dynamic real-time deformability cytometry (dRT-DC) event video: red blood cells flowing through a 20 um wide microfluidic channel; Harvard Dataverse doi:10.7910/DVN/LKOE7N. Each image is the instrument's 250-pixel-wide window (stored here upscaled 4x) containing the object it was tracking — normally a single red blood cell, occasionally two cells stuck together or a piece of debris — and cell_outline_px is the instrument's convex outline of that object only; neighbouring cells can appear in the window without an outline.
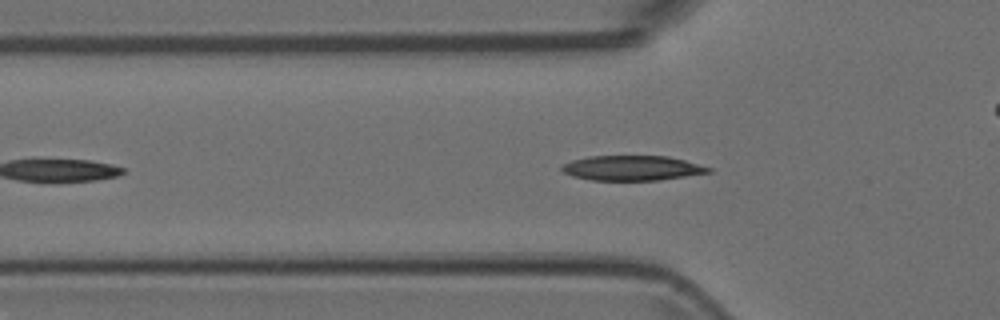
{"species": "Egyptian fruit bat (a non-hibernating species)", "species_latin": "Rousettus aegyptiacus", "temperature_condition": "room temperature", "stored_images_in_passage": 39, "camera_frame_rate_fps": 3000, "um_per_image_px": 0.085, "animal": {"sex": "female"}, "frame": {"image": 1, "passage_image": 6, "time_ms": 1.667, "image_size_px": [1000, 320], "cell_outline_px": [[712, 172], [660, 180], [592, 180], [572, 176], [564, 172], [560, 168], [564, 164], [572, 160], [588, 156], [668, 156], [684, 160], [712, 168]], "centroid_in_image_um": [53.73, 14.28], "position_along_channel_um": 72.1, "area_um2": 21.21}}
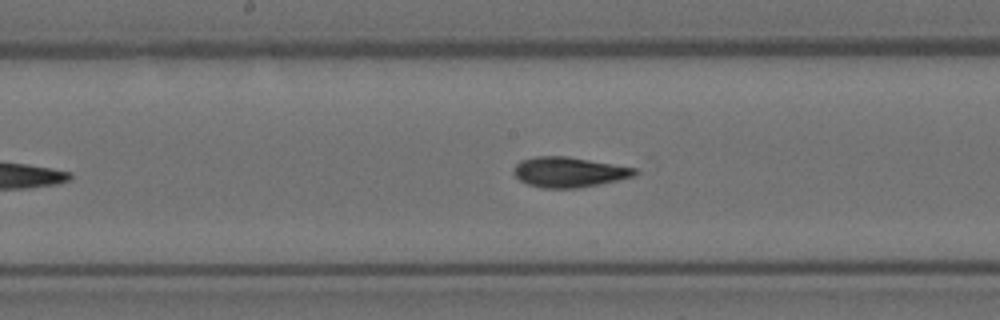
{"frame": {"image": 2, "passage_image": 16, "time_ms": 5.0, "image_size_px": [1000, 320], "cell_outline_px": [[640, 172], [636, 176], [576, 188], [540, 188], [528, 184], [520, 180], [512, 172], [516, 164], [520, 160], [536, 156], [568, 156], [636, 168]], "centroid_in_image_um": [48.35, 14.62], "position_along_channel_um": 199.9, "area_um2": 21.27}}
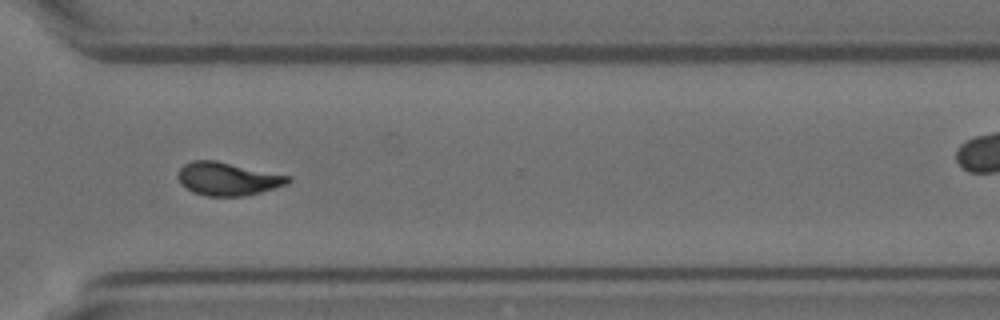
{"frame": {"image": 3, "passage_image": 28, "time_ms": 9.0, "image_size_px": [1000, 320], "cell_outline_px": [[292, 180], [288, 184], [260, 192], [244, 196], [208, 196], [192, 192], [180, 184], [176, 176], [180, 168], [184, 164], [192, 160], [216, 160], [292, 176]], "centroid_in_image_um": [19.35, 15.19], "position_along_channel_um": 351.3, "area_um2": 21.5}}